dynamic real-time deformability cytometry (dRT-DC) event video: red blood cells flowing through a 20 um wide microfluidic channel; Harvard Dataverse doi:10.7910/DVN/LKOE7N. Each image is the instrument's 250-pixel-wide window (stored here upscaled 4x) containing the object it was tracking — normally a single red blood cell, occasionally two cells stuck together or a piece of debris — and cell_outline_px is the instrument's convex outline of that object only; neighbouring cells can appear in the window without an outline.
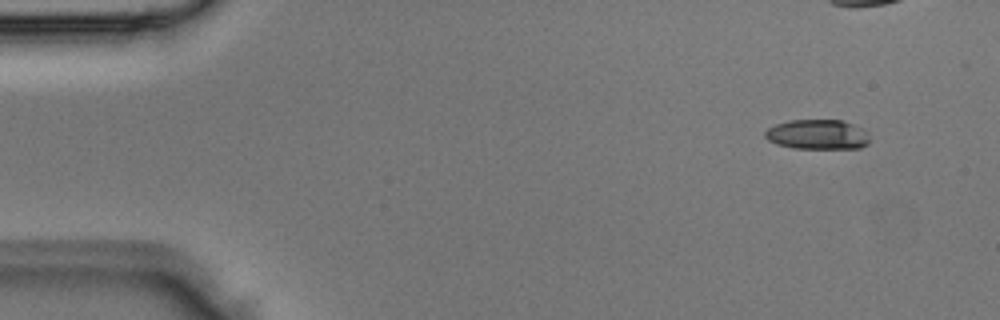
{"species": "Egyptian fruit bat (a non-hibernating species)", "species_latin": "Rousettus aegyptiacus", "temperature_condition": "room temperature", "stored_images_in_passage": 4, "camera_frame_rate_fps": 3000, "um_per_image_px": 0.085, "animal": {"sex": "male"}, "frame": {"image": 1, "passage_image": 1, "time_ms": 0.0, "image_size_px": [1000, 320], "cell_outline_px": [[868, 144], [860, 148], [796, 148], [776, 144], [768, 140], [764, 136], [764, 132], [768, 128], [776, 124], [788, 120], [840, 120], [852, 124], [868, 132]], "centroid_in_image_um": [69.47, 11.43], "position_along_channel_um": 15.5, "area_um2": 18.09}}
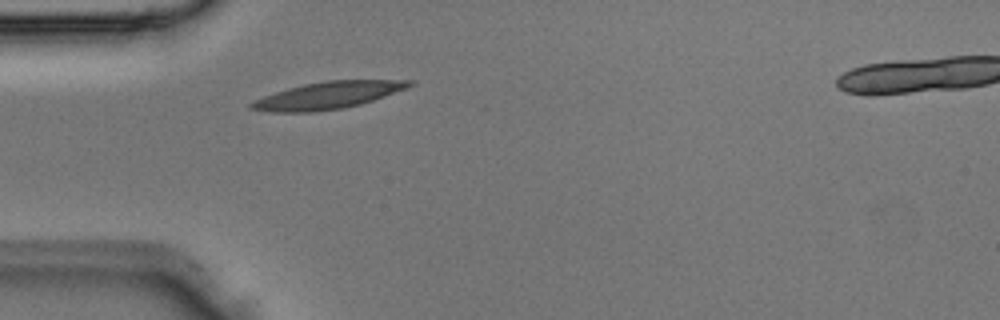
{"frame": {"image": 2, "passage_image": 3, "time_ms": 0.667, "image_size_px": [1000, 320], "cell_outline_px": [[416, 84], [408, 88], [360, 104], [344, 108], [316, 112], [268, 112], [248, 108], [248, 104], [264, 96], [288, 88], [304, 84], [324, 80], [416, 80]], "centroid_in_image_um": [27.89, 8.1], "position_along_channel_um": 57.1, "area_um2": 25.03}}